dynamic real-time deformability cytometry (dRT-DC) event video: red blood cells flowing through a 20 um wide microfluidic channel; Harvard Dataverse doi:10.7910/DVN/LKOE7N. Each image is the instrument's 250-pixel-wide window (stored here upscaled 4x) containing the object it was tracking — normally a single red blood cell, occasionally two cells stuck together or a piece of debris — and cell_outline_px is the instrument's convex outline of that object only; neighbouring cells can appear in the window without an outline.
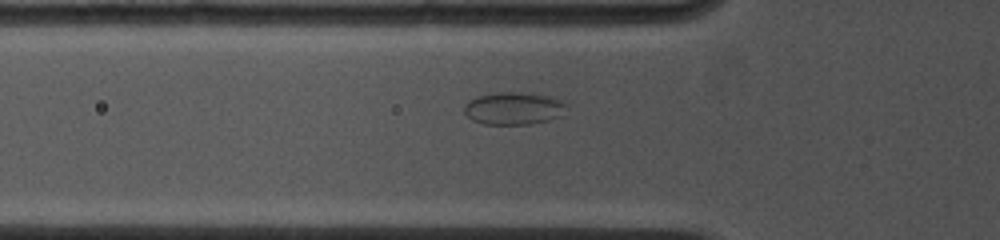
{"species": "common noctule bat (a hibernating species)", "species_latin": "Nyctalus noctula", "temperature_condition": "cold", "stored_images_in_passage": 29, "camera_frame_rate_fps": 4500, "um_per_image_px": 0.085, "animal": {"sex": "female", "body_mass_g": 19.0, "forearm_length_mm": 53.3}, "frame": {"image": 1, "passage_image": 4, "time_ms": 1.333, "image_size_px": [1000, 240], "cell_outline_px": [[568, 104], [560, 116], [548, 120], [532, 124], [484, 124], [472, 120], [464, 112], [464, 104], [468, 100], [476, 96], [496, 92], [520, 92], [544, 96], [560, 100]], "centroid_in_image_um": [43.61, 9.21], "position_along_channel_um": 82.2, "area_um2": 19.31}}
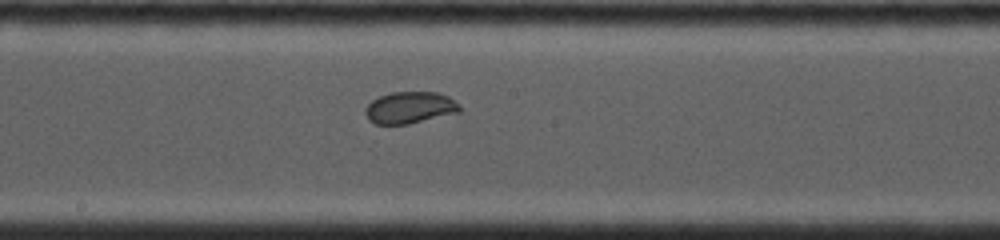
{"frame": {"image": 2, "passage_image": 12, "time_ms": 4.667, "image_size_px": [1000, 240], "cell_outline_px": [[460, 112], [408, 124], [376, 124], [368, 120], [364, 112], [364, 108], [372, 100], [380, 96], [392, 92], [436, 92], [448, 96], [460, 104]], "centroid_in_image_um": [34.82, 9.15], "position_along_channel_um": 213.4, "area_um2": 17.51}}
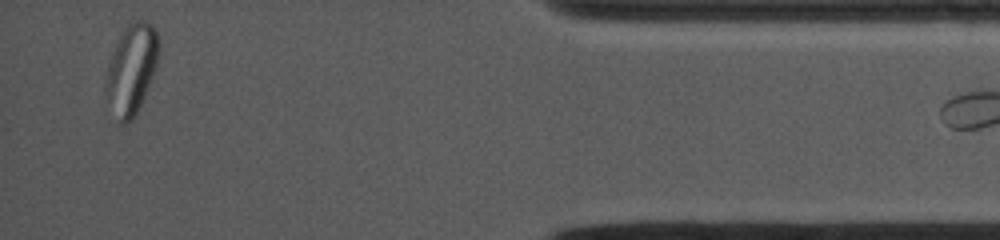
{"frame": {"image": 3, "passage_image": 28, "time_ms": 11.111, "image_size_px": [1000, 240], "cell_outline_px": [[160, 52], [156, 68], [144, 96], [132, 120], [124, 124], [120, 124], [108, 96], [104, 84], [108, 64], [116, 44], [128, 20], [148, 20], [156, 28], [160, 40]], "centroid_in_image_um": [11.22, 5.76], "position_along_channel_um": 424.0, "area_um2": 27.69}}